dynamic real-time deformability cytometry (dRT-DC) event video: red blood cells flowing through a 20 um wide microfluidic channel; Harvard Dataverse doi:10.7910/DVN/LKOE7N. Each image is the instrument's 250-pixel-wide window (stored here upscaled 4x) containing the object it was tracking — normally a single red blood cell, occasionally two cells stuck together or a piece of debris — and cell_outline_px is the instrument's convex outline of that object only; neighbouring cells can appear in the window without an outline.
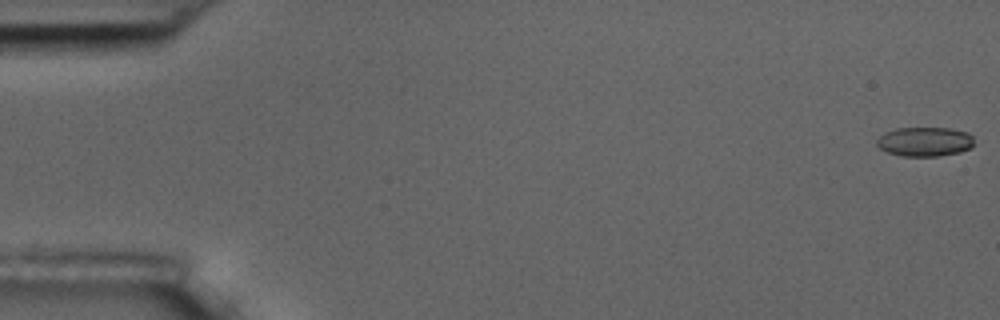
{"species": "common noctule bat (a hibernating species)", "species_latin": "Nyctalus noctula", "temperature_condition": "room temperature", "stored_images_in_passage": 57, "camera_frame_rate_fps": 3000, "um_per_image_px": 0.085, "animal": {"sex": "male", "body_mass_g": 17.5, "forearm_length_mm": 52.3}, "frame": {"image": 1, "passage_image": 1, "time_ms": 0.0, "image_size_px": [1000, 320], "cell_outline_px": [[972, 148], [960, 152], [940, 156], [900, 156], [888, 152], [880, 148], [876, 144], [876, 140], [884, 132], [896, 128], [948, 128], [968, 132], [972, 136]], "centroid_in_image_um": [78.59, 12.04], "position_along_channel_um": 6.4, "area_um2": 16.7}}
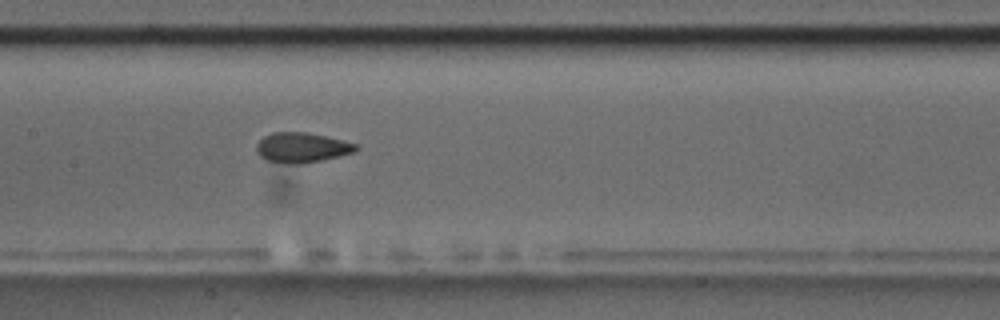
{"frame": {"image": 2, "passage_image": 28, "time_ms": 9.0, "image_size_px": [1000, 320], "cell_outline_px": [[360, 148], [356, 152], [340, 156], [304, 164], [284, 164], [264, 160], [256, 152], [256, 144], [264, 136], [272, 132], [308, 132], [328, 136], [356, 144]], "centroid_in_image_um": [25.65, 12.55], "position_along_channel_um": 181.7, "area_um2": 17.8}}
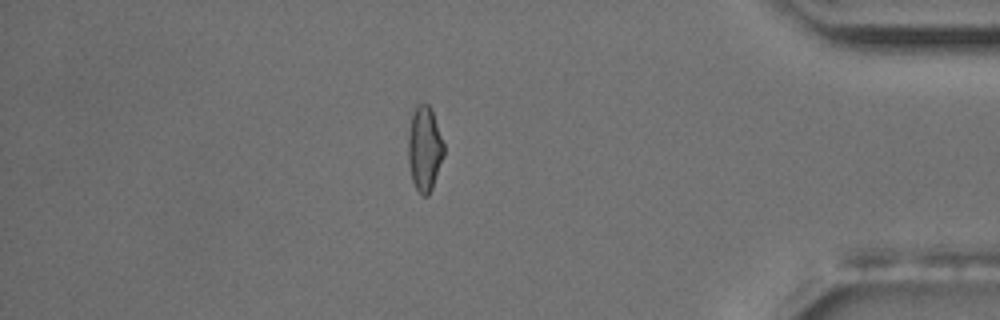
{"frame": {"image": 3, "passage_image": 49, "time_ms": 16.0, "image_size_px": [1000, 320], "cell_outline_px": [[444, 156], [432, 188], [428, 196], [424, 196], [416, 188], [412, 180], [408, 164], [408, 136], [412, 112], [416, 100], [428, 104], [432, 108], [444, 144]], "centroid_in_image_um": [36.08, 12.56], "position_along_channel_um": 399.1, "area_um2": 18.03}, "authors_computed_cell_mechanics": {"area_um2": 17.2822, "velocity_mm_per_s": 3.6082, "shape_relaxation_time_tau1_ms": 7.4032, "shape_relaxation_time_tau2_ms": 1.4511, "deformation_change_tau1": 0.1361, "deformation_change_tau2": 0.0727}}